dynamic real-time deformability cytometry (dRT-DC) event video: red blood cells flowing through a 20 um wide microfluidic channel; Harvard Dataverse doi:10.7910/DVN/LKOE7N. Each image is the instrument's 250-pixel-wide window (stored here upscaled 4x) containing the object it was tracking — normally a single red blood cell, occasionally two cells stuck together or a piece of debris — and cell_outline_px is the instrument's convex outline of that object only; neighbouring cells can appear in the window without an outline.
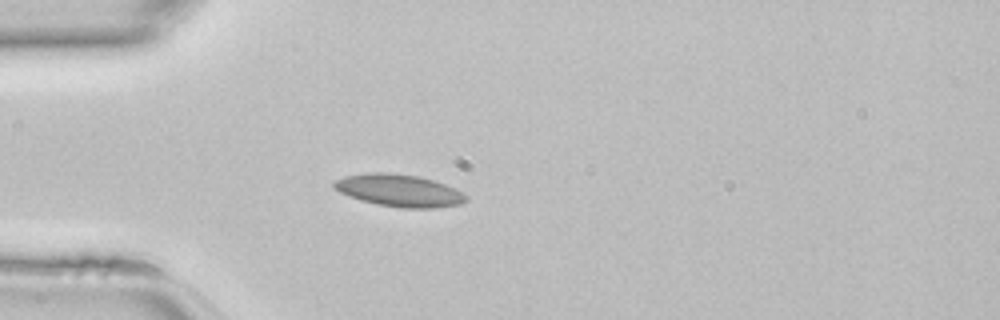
{"species": "common noctule bat (a hibernating species)", "species_latin": "Nyctalus noctula", "temperature_condition": "room temperature", "stored_images_in_passage": 34, "camera_frame_rate_fps": 3000, "um_per_image_px": 0.085, "animal": {"sex": "female", "body_mass_g": 22.7, "forearm_length_mm": 54.2}, "frame": {"image": 1, "passage_image": 1, "time_ms": 0.0, "image_size_px": [1000, 320], "cell_outline_px": [[468, 200], [460, 204], [436, 208], [400, 208], [376, 204], [360, 200], [348, 196], [340, 192], [332, 184], [332, 180], [344, 176], [368, 172], [388, 172], [416, 176], [432, 180], [456, 188], [468, 196]], "centroid_in_image_um": [33.91, 16.19], "position_along_channel_um": 51.1, "area_um2": 25.03}}
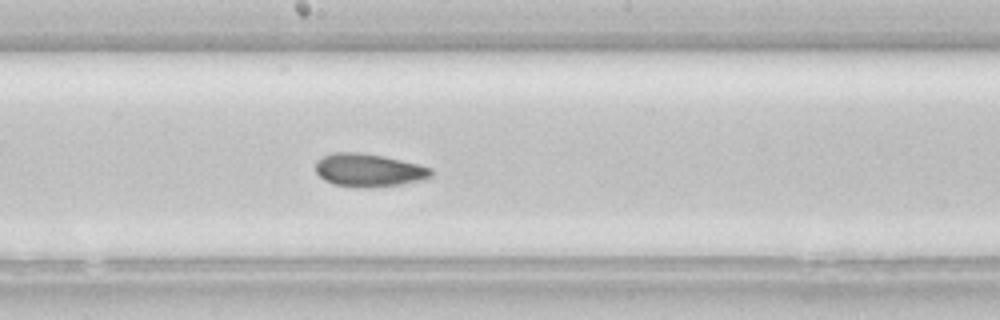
{"frame": {"image": 2, "passage_image": 13, "time_ms": 4.0, "image_size_px": [1000, 320], "cell_outline_px": [[432, 176], [424, 180], [400, 184], [364, 188], [332, 184], [324, 180], [316, 172], [316, 160], [332, 152], [356, 152], [384, 156], [420, 164], [432, 168]], "centroid_in_image_um": [31.35, 14.46], "position_along_channel_um": 216.8, "area_um2": 22.37}}
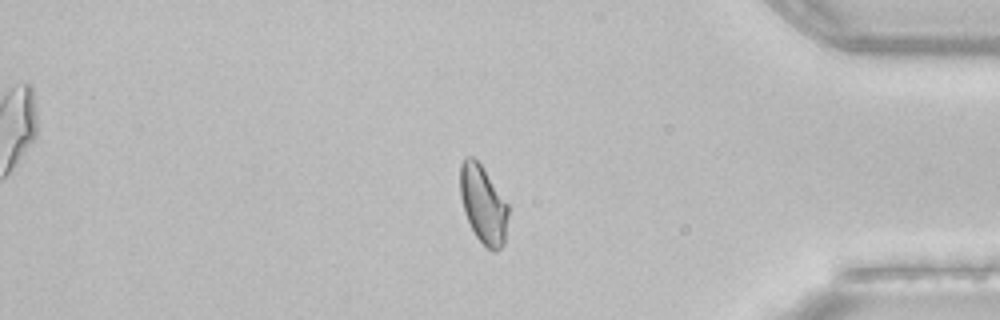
{"frame": {"image": 3, "passage_image": 27, "time_ms": 8.667, "image_size_px": [1000, 320], "cell_outline_px": [[508, 216], [504, 244], [496, 252], [492, 252], [476, 236], [464, 212], [460, 196], [460, 164], [464, 156], [472, 156], [480, 164], [508, 204]], "centroid_in_image_um": [41.06, 17.37], "position_along_channel_um": 394.1, "area_um2": 21.68}}